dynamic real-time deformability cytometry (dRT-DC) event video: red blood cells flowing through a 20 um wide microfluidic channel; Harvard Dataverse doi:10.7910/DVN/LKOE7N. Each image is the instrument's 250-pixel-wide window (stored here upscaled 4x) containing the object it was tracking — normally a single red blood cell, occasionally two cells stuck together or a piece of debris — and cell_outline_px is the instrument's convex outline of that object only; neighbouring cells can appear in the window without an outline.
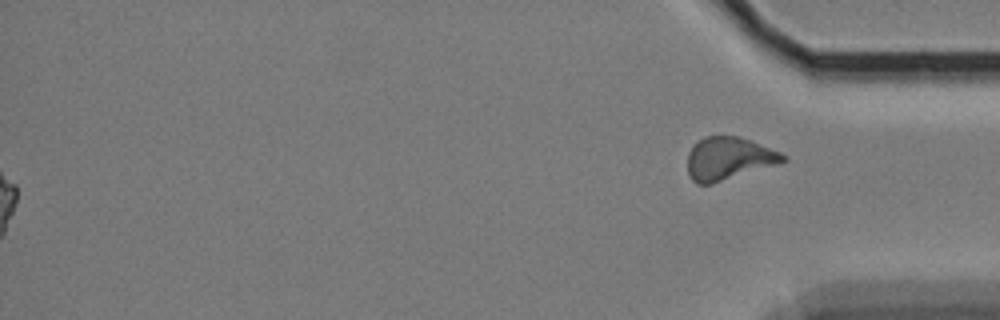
{"species": "Egyptian fruit bat (a non-hibernating species)", "species_latin": "Rousettus aegyptiacus", "temperature_condition": "cold", "stored_images_in_passage": 61, "segment_of_instrument_passage": [2, 2], "camera_frame_rate_fps": 3000, "um_per_image_px": 0.085, "animal": {"sex": "female"}, "frame": {"image": 1, "passage_image": 61, "time_ms": 20.0, "image_size_px": [1000, 320], "cell_outline_px": [[788, 160], [780, 164], [712, 184], [696, 184], [688, 176], [688, 152], [692, 144], [696, 140], [704, 136], [740, 136], [752, 140], [780, 152], [788, 156]], "centroid_in_image_um": [61.94, 13.47], "position_along_channel_um": 373.3, "area_um2": 24.39}}